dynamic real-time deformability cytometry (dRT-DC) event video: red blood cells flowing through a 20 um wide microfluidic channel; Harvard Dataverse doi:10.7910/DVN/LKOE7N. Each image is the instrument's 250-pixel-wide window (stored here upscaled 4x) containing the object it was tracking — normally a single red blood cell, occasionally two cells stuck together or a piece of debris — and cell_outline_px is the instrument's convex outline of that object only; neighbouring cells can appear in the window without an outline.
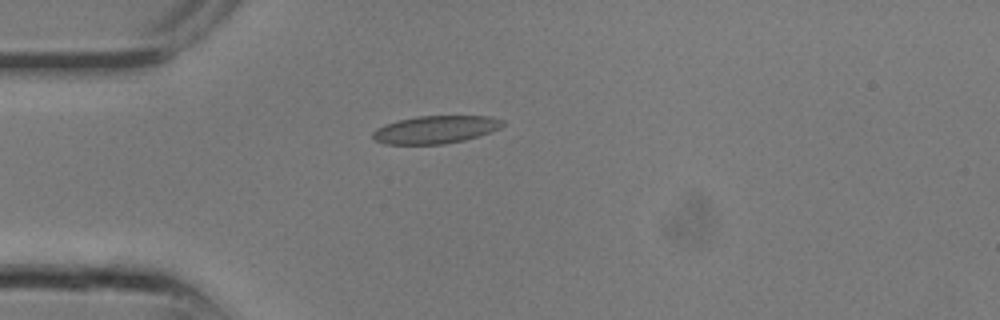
{"species": "common noctule bat (a hibernating species)", "species_latin": "Nyctalus noctula", "temperature_condition": "room temperature", "stored_images_in_passage": 11, "camera_frame_rate_fps": 3000, "um_per_image_px": 0.085, "animal": {"sex": "male", "body_mass_g": 13.3}, "frame": {"image": 1, "passage_image": 7, "time_ms": 2.0, "image_size_px": [1000, 320], "cell_outline_px": [[504, 124], [488, 132], [464, 140], [444, 144], [384, 144], [376, 140], [372, 136], [372, 132], [376, 128], [384, 124], [396, 120], [416, 116], [488, 116], [504, 120]], "centroid_in_image_um": [36.94, 11.01], "position_along_channel_um": 48.1, "area_um2": 20.87}}
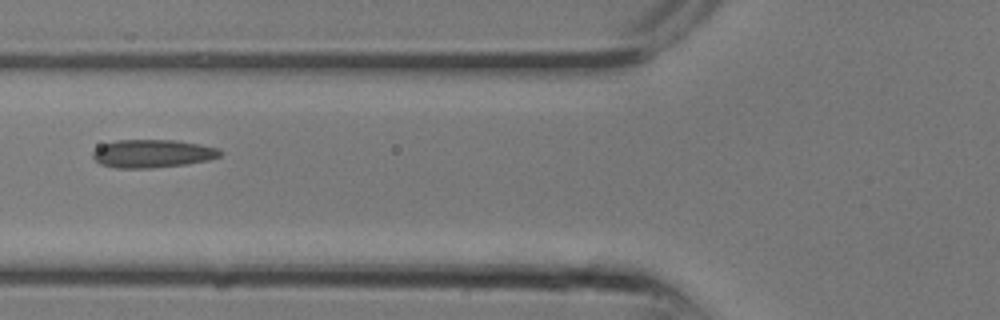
{"frame": {"image": 2, "passage_image": 10, "time_ms": 3.0, "image_size_px": [1000, 320], "cell_outline_px": [[224, 152], [220, 156], [208, 160], [188, 164], [152, 168], [112, 168], [100, 164], [92, 156], [92, 152], [96, 148], [104, 144], [116, 140], [176, 140], [200, 144], [220, 148]], "centroid_in_image_um": [12.99, 13.06], "position_along_channel_um": 112.8, "area_um2": 21.1}}